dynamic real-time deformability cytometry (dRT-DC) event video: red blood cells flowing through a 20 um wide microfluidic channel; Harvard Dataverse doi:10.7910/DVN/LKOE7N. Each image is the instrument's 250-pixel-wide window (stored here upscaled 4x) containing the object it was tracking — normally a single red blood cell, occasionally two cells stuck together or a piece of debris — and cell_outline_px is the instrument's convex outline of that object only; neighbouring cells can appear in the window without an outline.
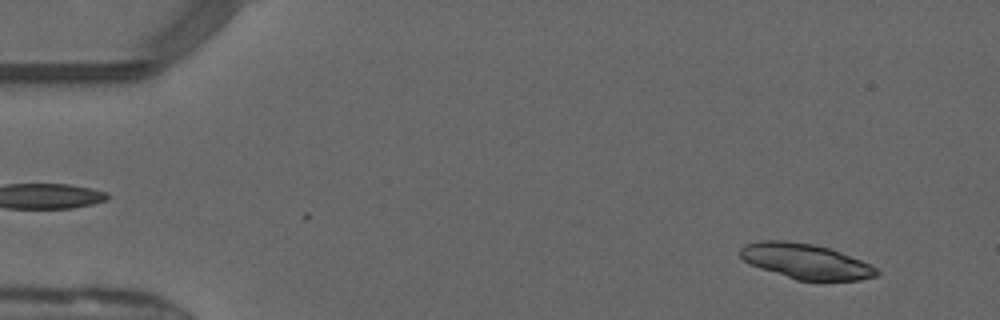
{"species": "common noctule bat (a hibernating species)", "species_latin": "Nyctalus noctula", "temperature_condition": "warm", "stored_images_in_passage": 49, "camera_frame_rate_fps": 3000, "um_per_image_px": 0.085, "animal": {"sex": "male", "forearm_length_mm": 52.5}, "frame": {"image": 1, "passage_image": 4, "time_ms": 1.0, "image_size_px": [1000, 320], "cell_outline_px": [[880, 276], [860, 280], [796, 280], [760, 268], [744, 260], [740, 256], [740, 248], [744, 244], [760, 240], [788, 240], [812, 244], [828, 248], [840, 252], [860, 260], [876, 268], [880, 272]], "centroid_in_image_um": [68.47, 22.2], "position_along_channel_um": 16.5, "area_um2": 27.86}, "authors_computed_cell_mechanics": {"area_um2": 17.1666, "velocity_mm_per_s": 4.0999, "shape_relaxation_time_tau1_ms": 4.135, "shape_relaxation_time_tau2_ms": 3.4359, "deformation_change_tau1": 0.1017, "deformation_change_tau2": 0.0586}}